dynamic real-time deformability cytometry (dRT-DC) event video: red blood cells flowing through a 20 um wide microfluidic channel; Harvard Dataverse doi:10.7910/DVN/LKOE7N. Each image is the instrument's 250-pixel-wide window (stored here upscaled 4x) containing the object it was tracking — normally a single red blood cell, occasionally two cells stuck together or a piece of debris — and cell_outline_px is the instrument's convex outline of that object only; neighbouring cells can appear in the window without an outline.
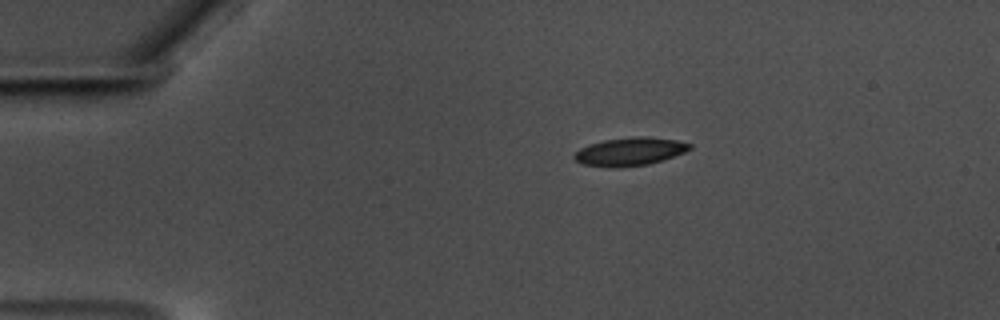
{"species": "common noctule bat (a hibernating species)", "species_latin": "Nyctalus noctula", "temperature_condition": "warm", "stored_images_in_passage": 48, "camera_frame_rate_fps": 3000, "um_per_image_px": 0.085, "animal": {"sex": "male", "body_mass_g": 17.5, "forearm_length_mm": 52.3}, "frame": {"image": 1, "passage_image": 1, "time_ms": 0.0, "image_size_px": [1000, 320], "cell_outline_px": [[692, 148], [684, 152], [648, 164], [616, 168], [584, 164], [576, 160], [572, 156], [580, 148], [588, 144], [604, 140], [632, 136], [644, 136], [676, 140], [692, 144]], "centroid_in_image_um": [53.51, 12.87], "position_along_channel_um": 31.5, "area_um2": 18.79}}
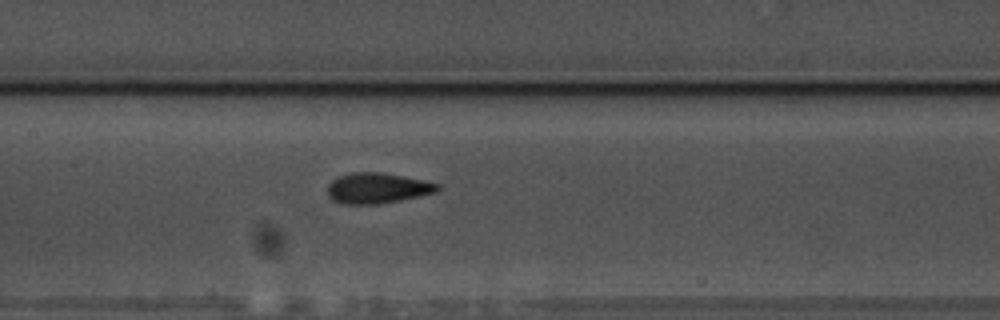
{"frame": {"image": 2, "passage_image": 18, "time_ms": 5.667, "image_size_px": [1000, 320], "cell_outline_px": [[440, 192], [400, 200], [376, 204], [344, 204], [332, 200], [328, 196], [328, 184], [332, 180], [340, 176], [352, 172], [384, 172], [424, 180], [440, 184]], "centroid_in_image_um": [32.11, 15.99], "position_along_channel_um": 175.3, "area_um2": 19.77}}
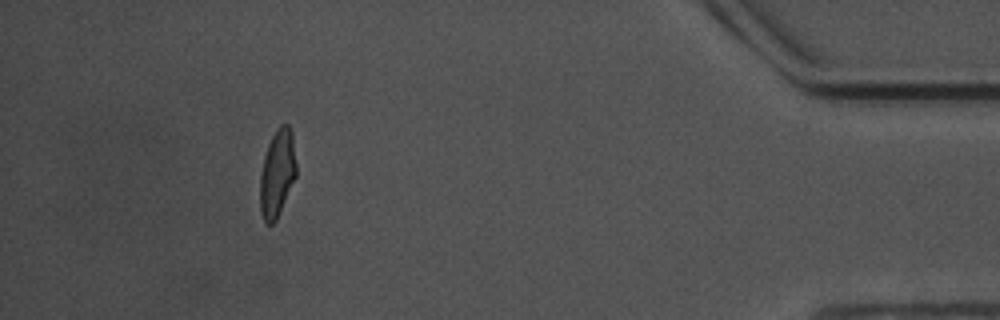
{"frame": {"image": 3, "passage_image": 43, "time_ms": 14.0, "image_size_px": [1000, 320], "cell_outline_px": [[296, 176], [276, 220], [272, 224], [268, 224], [264, 220], [260, 212], [260, 176], [264, 156], [268, 144], [276, 128], [280, 124], [288, 124], [292, 132], [296, 164]], "centroid_in_image_um": [23.56, 14.71], "position_along_channel_um": 411.6, "area_um2": 18.38}, "authors_computed_cell_mechanics": {"area_um2": 18.8428, "velocity_mm_per_s": 3.5139, "shape_relaxation_time_tau1_ms": 4.123, "shape_relaxation_time_tau2_ms": 1.0314, "deformation_change_tau1": 0.1528, "deformation_change_tau2": 0.0759}}